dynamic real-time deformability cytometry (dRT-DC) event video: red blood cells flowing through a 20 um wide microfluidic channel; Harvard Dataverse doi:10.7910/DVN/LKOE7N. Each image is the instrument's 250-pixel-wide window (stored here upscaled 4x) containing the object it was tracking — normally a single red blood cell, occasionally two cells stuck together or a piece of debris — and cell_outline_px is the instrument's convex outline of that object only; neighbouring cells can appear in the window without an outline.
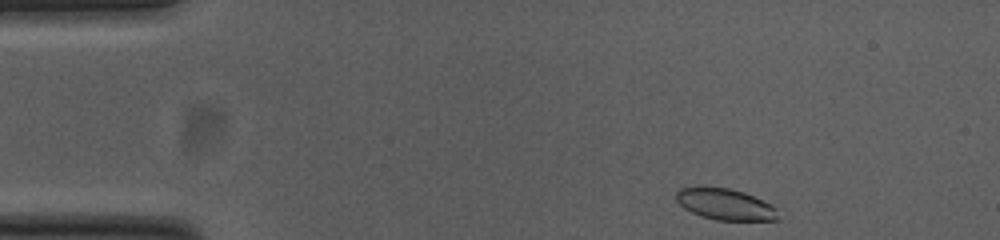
{"species": "common noctule bat (a hibernating species)", "species_latin": "Nyctalus noctula", "temperature_condition": "cold", "stored_images_in_passage": 7, "camera_frame_rate_fps": 3000, "um_per_image_px": 0.085, "animal": {"sex": "female", "body_mass_g": 23.0, "forearm_length_mm": 53.4}, "frame": {"image": 1, "passage_image": 1, "time_ms": 0.0, "image_size_px": [1000, 240], "cell_outline_px": [[776, 220], [716, 220], [700, 216], [684, 208], [676, 200], [676, 192], [680, 188], [728, 188], [744, 192], [776, 208]], "centroid_in_image_um": [61.6, 17.38], "position_along_channel_um": 23.4, "area_um2": 17.98}}